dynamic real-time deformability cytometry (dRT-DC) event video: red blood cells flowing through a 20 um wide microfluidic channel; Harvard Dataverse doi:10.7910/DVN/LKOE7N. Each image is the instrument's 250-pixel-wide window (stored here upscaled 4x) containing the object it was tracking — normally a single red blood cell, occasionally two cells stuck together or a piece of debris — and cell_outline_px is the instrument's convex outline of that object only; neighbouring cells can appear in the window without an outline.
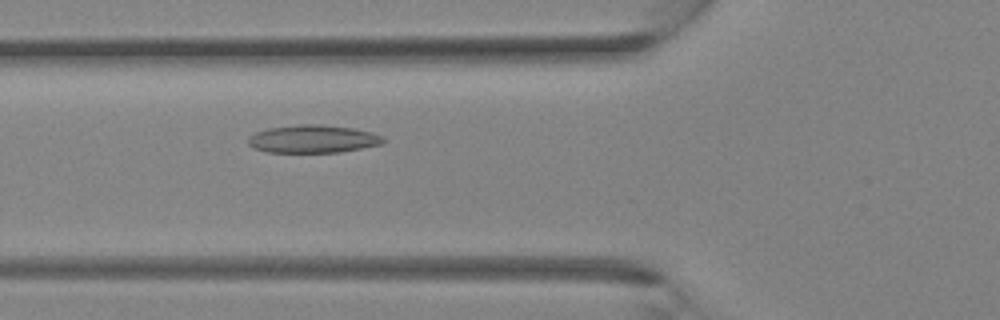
{"species": "Egyptian fruit bat (a non-hibernating species)", "species_latin": "Rousettus aegyptiacus", "temperature_condition": "room temperature", "stored_images_in_passage": 25, "camera_frame_rate_fps": 3000, "um_per_image_px": 0.085, "animal": {"sex": "female"}, "frame": {"image": 1, "passage_image": 7, "time_ms": 2.0, "image_size_px": [1000, 320], "cell_outline_px": [[384, 144], [340, 152], [264, 152], [252, 148], [248, 144], [248, 136], [256, 132], [268, 128], [300, 124], [320, 124], [352, 128], [372, 132], [384, 136]], "centroid_in_image_um": [26.59, 11.81], "position_along_channel_um": 99.2, "area_um2": 22.14}}
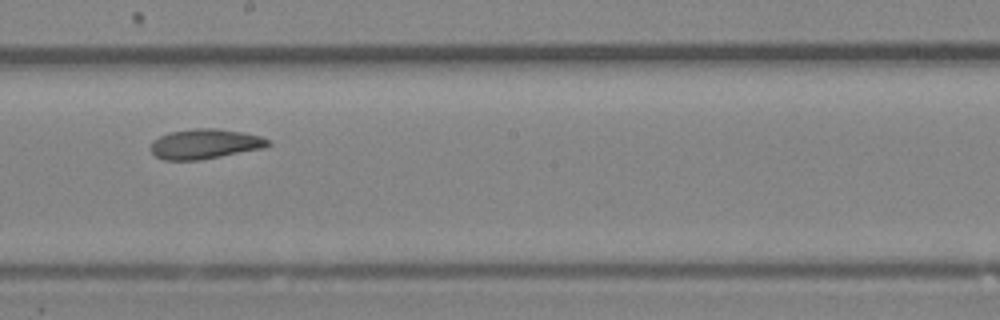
{"frame": {"image": 2, "passage_image": 14, "time_ms": 4.333, "image_size_px": [1000, 320], "cell_outline_px": [[272, 144], [264, 148], [200, 160], [164, 160], [156, 156], [152, 152], [152, 140], [168, 132], [192, 128], [216, 128], [244, 132], [260, 136], [272, 140]], "centroid_in_image_um": [17.45, 12.22], "position_along_channel_um": 230.7, "area_um2": 20.63}}
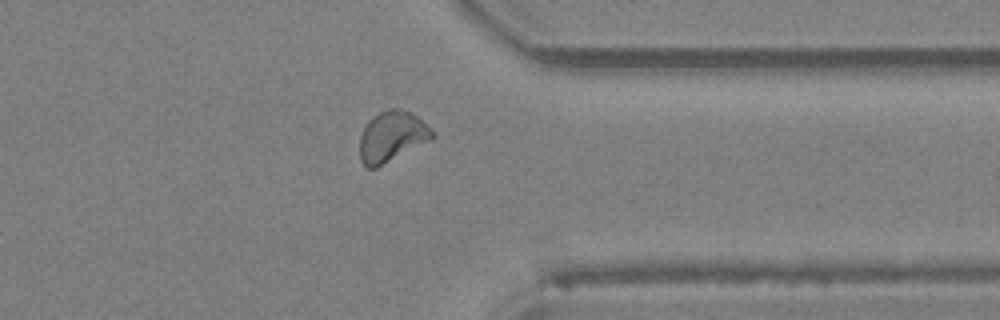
{"frame": {"image": 3, "passage_image": 22, "time_ms": 7.0, "image_size_px": [1000, 320], "cell_outline_px": [[436, 136], [432, 140], [376, 168], [368, 168], [360, 160], [360, 136], [368, 120], [372, 116], [388, 108], [396, 108], [408, 112], [416, 116]], "centroid_in_image_um": [33.28, 11.62], "position_along_channel_um": 378.1, "area_um2": 21.15}}